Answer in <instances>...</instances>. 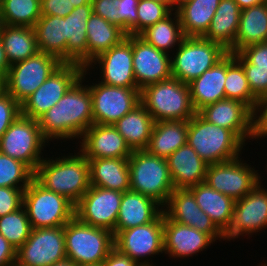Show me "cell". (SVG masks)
Masks as SVG:
<instances>
[{"mask_svg":"<svg viewBox=\"0 0 267 266\" xmlns=\"http://www.w3.org/2000/svg\"><path fill=\"white\" fill-rule=\"evenodd\" d=\"M23 206L32 229L64 226L75 216V205L71 201L47 190L35 179L24 190Z\"/></svg>","mask_w":267,"mask_h":266,"instance_id":"9c48e42d","label":"cell"},{"mask_svg":"<svg viewBox=\"0 0 267 266\" xmlns=\"http://www.w3.org/2000/svg\"><path fill=\"white\" fill-rule=\"evenodd\" d=\"M83 70L78 63H63L21 104V115L38 120L57 104L81 77Z\"/></svg>","mask_w":267,"mask_h":266,"instance_id":"5bb4252c","label":"cell"},{"mask_svg":"<svg viewBox=\"0 0 267 266\" xmlns=\"http://www.w3.org/2000/svg\"><path fill=\"white\" fill-rule=\"evenodd\" d=\"M0 39L10 65L24 61L39 51L34 27L6 25Z\"/></svg>","mask_w":267,"mask_h":266,"instance_id":"8d00e7d4","label":"cell"},{"mask_svg":"<svg viewBox=\"0 0 267 266\" xmlns=\"http://www.w3.org/2000/svg\"><path fill=\"white\" fill-rule=\"evenodd\" d=\"M50 144L43 136L38 120L20 115L1 136L0 152L35 172L46 156L44 148Z\"/></svg>","mask_w":267,"mask_h":266,"instance_id":"ba28073f","label":"cell"},{"mask_svg":"<svg viewBox=\"0 0 267 266\" xmlns=\"http://www.w3.org/2000/svg\"><path fill=\"white\" fill-rule=\"evenodd\" d=\"M239 156L235 159L207 166L205 183L234 201L243 198L260 181L259 170Z\"/></svg>","mask_w":267,"mask_h":266,"instance_id":"8fae6325","label":"cell"},{"mask_svg":"<svg viewBox=\"0 0 267 266\" xmlns=\"http://www.w3.org/2000/svg\"><path fill=\"white\" fill-rule=\"evenodd\" d=\"M62 64L57 57L38 51L10 66L2 88L21 105Z\"/></svg>","mask_w":267,"mask_h":266,"instance_id":"30bf717a","label":"cell"},{"mask_svg":"<svg viewBox=\"0 0 267 266\" xmlns=\"http://www.w3.org/2000/svg\"><path fill=\"white\" fill-rule=\"evenodd\" d=\"M10 266H22V265H20L19 263H17V262H14L13 264H11Z\"/></svg>","mask_w":267,"mask_h":266,"instance_id":"03108f58","label":"cell"},{"mask_svg":"<svg viewBox=\"0 0 267 266\" xmlns=\"http://www.w3.org/2000/svg\"><path fill=\"white\" fill-rule=\"evenodd\" d=\"M95 80L88 83L94 124L113 125L141 103L139 88L109 86Z\"/></svg>","mask_w":267,"mask_h":266,"instance_id":"9a60e30c","label":"cell"},{"mask_svg":"<svg viewBox=\"0 0 267 266\" xmlns=\"http://www.w3.org/2000/svg\"><path fill=\"white\" fill-rule=\"evenodd\" d=\"M5 26H6V24H5V21H4L2 14H1V11H0V35L2 34Z\"/></svg>","mask_w":267,"mask_h":266,"instance_id":"94428289","label":"cell"},{"mask_svg":"<svg viewBox=\"0 0 267 266\" xmlns=\"http://www.w3.org/2000/svg\"><path fill=\"white\" fill-rule=\"evenodd\" d=\"M133 70L137 87L168 80L171 74V55L132 35Z\"/></svg>","mask_w":267,"mask_h":266,"instance_id":"d6986e66","label":"cell"},{"mask_svg":"<svg viewBox=\"0 0 267 266\" xmlns=\"http://www.w3.org/2000/svg\"><path fill=\"white\" fill-rule=\"evenodd\" d=\"M68 153L49 158L46 154L34 172V179L76 205L90 188L89 162L79 150Z\"/></svg>","mask_w":267,"mask_h":266,"instance_id":"7a4b0ae2","label":"cell"},{"mask_svg":"<svg viewBox=\"0 0 267 266\" xmlns=\"http://www.w3.org/2000/svg\"><path fill=\"white\" fill-rule=\"evenodd\" d=\"M78 149L87 160L129 158L133 150L113 125L93 124L82 135Z\"/></svg>","mask_w":267,"mask_h":266,"instance_id":"7402d4cb","label":"cell"},{"mask_svg":"<svg viewBox=\"0 0 267 266\" xmlns=\"http://www.w3.org/2000/svg\"><path fill=\"white\" fill-rule=\"evenodd\" d=\"M155 121L140 103L129 113L113 124L132 150L148 147Z\"/></svg>","mask_w":267,"mask_h":266,"instance_id":"d6a6232c","label":"cell"},{"mask_svg":"<svg viewBox=\"0 0 267 266\" xmlns=\"http://www.w3.org/2000/svg\"><path fill=\"white\" fill-rule=\"evenodd\" d=\"M24 190L0 187V217L12 213L23 206Z\"/></svg>","mask_w":267,"mask_h":266,"instance_id":"c3c4849f","label":"cell"},{"mask_svg":"<svg viewBox=\"0 0 267 266\" xmlns=\"http://www.w3.org/2000/svg\"><path fill=\"white\" fill-rule=\"evenodd\" d=\"M163 224L164 212L150 223L120 230L114 235V246L138 264H154V256H164Z\"/></svg>","mask_w":267,"mask_h":266,"instance_id":"7c38bea8","label":"cell"},{"mask_svg":"<svg viewBox=\"0 0 267 266\" xmlns=\"http://www.w3.org/2000/svg\"><path fill=\"white\" fill-rule=\"evenodd\" d=\"M138 266H156L154 264H138Z\"/></svg>","mask_w":267,"mask_h":266,"instance_id":"e7e4bbea","label":"cell"},{"mask_svg":"<svg viewBox=\"0 0 267 266\" xmlns=\"http://www.w3.org/2000/svg\"><path fill=\"white\" fill-rule=\"evenodd\" d=\"M241 9H245L251 6L263 4L267 0H234Z\"/></svg>","mask_w":267,"mask_h":266,"instance_id":"9f6ffc18","label":"cell"},{"mask_svg":"<svg viewBox=\"0 0 267 266\" xmlns=\"http://www.w3.org/2000/svg\"><path fill=\"white\" fill-rule=\"evenodd\" d=\"M33 179L26 164L0 152V187L26 189Z\"/></svg>","mask_w":267,"mask_h":266,"instance_id":"b9f144b4","label":"cell"},{"mask_svg":"<svg viewBox=\"0 0 267 266\" xmlns=\"http://www.w3.org/2000/svg\"><path fill=\"white\" fill-rule=\"evenodd\" d=\"M238 53L252 65L267 67V42L249 45Z\"/></svg>","mask_w":267,"mask_h":266,"instance_id":"f907efd6","label":"cell"},{"mask_svg":"<svg viewBox=\"0 0 267 266\" xmlns=\"http://www.w3.org/2000/svg\"><path fill=\"white\" fill-rule=\"evenodd\" d=\"M226 99H234L246 104L252 111L258 99L251 92L242 64L233 53L226 54V79L224 83Z\"/></svg>","mask_w":267,"mask_h":266,"instance_id":"f35d334b","label":"cell"},{"mask_svg":"<svg viewBox=\"0 0 267 266\" xmlns=\"http://www.w3.org/2000/svg\"><path fill=\"white\" fill-rule=\"evenodd\" d=\"M90 186L125 192L130 190L128 158L88 160Z\"/></svg>","mask_w":267,"mask_h":266,"instance_id":"83f0119b","label":"cell"},{"mask_svg":"<svg viewBox=\"0 0 267 266\" xmlns=\"http://www.w3.org/2000/svg\"><path fill=\"white\" fill-rule=\"evenodd\" d=\"M93 13L120 28V16L117 14V0H92Z\"/></svg>","mask_w":267,"mask_h":266,"instance_id":"681fc988","label":"cell"},{"mask_svg":"<svg viewBox=\"0 0 267 266\" xmlns=\"http://www.w3.org/2000/svg\"><path fill=\"white\" fill-rule=\"evenodd\" d=\"M32 231L31 223L24 206L0 217V234L16 250L24 244Z\"/></svg>","mask_w":267,"mask_h":266,"instance_id":"60d3db41","label":"cell"},{"mask_svg":"<svg viewBox=\"0 0 267 266\" xmlns=\"http://www.w3.org/2000/svg\"><path fill=\"white\" fill-rule=\"evenodd\" d=\"M101 264L102 266H138L136 261L121 253L115 247L110 251Z\"/></svg>","mask_w":267,"mask_h":266,"instance_id":"f5cc1de1","label":"cell"},{"mask_svg":"<svg viewBox=\"0 0 267 266\" xmlns=\"http://www.w3.org/2000/svg\"><path fill=\"white\" fill-rule=\"evenodd\" d=\"M187 1H190V0H174V2H175V11L180 5H182L183 3L187 2Z\"/></svg>","mask_w":267,"mask_h":266,"instance_id":"6125c7cd","label":"cell"},{"mask_svg":"<svg viewBox=\"0 0 267 266\" xmlns=\"http://www.w3.org/2000/svg\"><path fill=\"white\" fill-rule=\"evenodd\" d=\"M123 192L90 186L75 205V216L90 226L113 232Z\"/></svg>","mask_w":267,"mask_h":266,"instance_id":"e0dca14e","label":"cell"},{"mask_svg":"<svg viewBox=\"0 0 267 266\" xmlns=\"http://www.w3.org/2000/svg\"><path fill=\"white\" fill-rule=\"evenodd\" d=\"M21 115V105L3 88L0 89V139Z\"/></svg>","mask_w":267,"mask_h":266,"instance_id":"f6af8a7d","label":"cell"},{"mask_svg":"<svg viewBox=\"0 0 267 266\" xmlns=\"http://www.w3.org/2000/svg\"><path fill=\"white\" fill-rule=\"evenodd\" d=\"M140 101L155 122L189 121L197 113L188 84L174 78L143 87Z\"/></svg>","mask_w":267,"mask_h":266,"instance_id":"277c9868","label":"cell"},{"mask_svg":"<svg viewBox=\"0 0 267 266\" xmlns=\"http://www.w3.org/2000/svg\"><path fill=\"white\" fill-rule=\"evenodd\" d=\"M267 42V2L241 10L234 53L256 43Z\"/></svg>","mask_w":267,"mask_h":266,"instance_id":"e575fe53","label":"cell"},{"mask_svg":"<svg viewBox=\"0 0 267 266\" xmlns=\"http://www.w3.org/2000/svg\"><path fill=\"white\" fill-rule=\"evenodd\" d=\"M130 190L150 197L162 207L175 189L166 158L147 150H133L128 158Z\"/></svg>","mask_w":267,"mask_h":266,"instance_id":"5b68a950","label":"cell"},{"mask_svg":"<svg viewBox=\"0 0 267 266\" xmlns=\"http://www.w3.org/2000/svg\"><path fill=\"white\" fill-rule=\"evenodd\" d=\"M172 12L166 4L152 0H139L137 6V35L147 27L165 19Z\"/></svg>","mask_w":267,"mask_h":266,"instance_id":"7bdbcfd3","label":"cell"},{"mask_svg":"<svg viewBox=\"0 0 267 266\" xmlns=\"http://www.w3.org/2000/svg\"><path fill=\"white\" fill-rule=\"evenodd\" d=\"M227 53L228 51L219 43L200 36H185L171 55L172 78L189 84Z\"/></svg>","mask_w":267,"mask_h":266,"instance_id":"52a82bcc","label":"cell"},{"mask_svg":"<svg viewBox=\"0 0 267 266\" xmlns=\"http://www.w3.org/2000/svg\"><path fill=\"white\" fill-rule=\"evenodd\" d=\"M77 266H102V264H88V265H77Z\"/></svg>","mask_w":267,"mask_h":266,"instance_id":"be15d7a7","label":"cell"},{"mask_svg":"<svg viewBox=\"0 0 267 266\" xmlns=\"http://www.w3.org/2000/svg\"><path fill=\"white\" fill-rule=\"evenodd\" d=\"M0 11L8 26L34 27L41 17V0H0Z\"/></svg>","mask_w":267,"mask_h":266,"instance_id":"ab89813d","label":"cell"},{"mask_svg":"<svg viewBox=\"0 0 267 266\" xmlns=\"http://www.w3.org/2000/svg\"><path fill=\"white\" fill-rule=\"evenodd\" d=\"M38 50L66 63V29L64 17L41 15L34 26Z\"/></svg>","mask_w":267,"mask_h":266,"instance_id":"836d02e7","label":"cell"},{"mask_svg":"<svg viewBox=\"0 0 267 266\" xmlns=\"http://www.w3.org/2000/svg\"><path fill=\"white\" fill-rule=\"evenodd\" d=\"M93 13L92 4L73 9L64 17L66 29V63H78L87 54V23Z\"/></svg>","mask_w":267,"mask_h":266,"instance_id":"1f68e13d","label":"cell"},{"mask_svg":"<svg viewBox=\"0 0 267 266\" xmlns=\"http://www.w3.org/2000/svg\"><path fill=\"white\" fill-rule=\"evenodd\" d=\"M73 9L71 0H41V15L65 17Z\"/></svg>","mask_w":267,"mask_h":266,"instance_id":"816d5d0a","label":"cell"},{"mask_svg":"<svg viewBox=\"0 0 267 266\" xmlns=\"http://www.w3.org/2000/svg\"><path fill=\"white\" fill-rule=\"evenodd\" d=\"M163 212V207L150 197L128 190L123 192L114 235L120 230L154 221Z\"/></svg>","mask_w":267,"mask_h":266,"instance_id":"d4e9b609","label":"cell"},{"mask_svg":"<svg viewBox=\"0 0 267 266\" xmlns=\"http://www.w3.org/2000/svg\"><path fill=\"white\" fill-rule=\"evenodd\" d=\"M66 256L77 265L101 264L114 246L113 232L74 216L64 225Z\"/></svg>","mask_w":267,"mask_h":266,"instance_id":"8992f818","label":"cell"},{"mask_svg":"<svg viewBox=\"0 0 267 266\" xmlns=\"http://www.w3.org/2000/svg\"><path fill=\"white\" fill-rule=\"evenodd\" d=\"M225 79L226 55L209 70L188 84L191 101L196 112H199L207 105L226 99Z\"/></svg>","mask_w":267,"mask_h":266,"instance_id":"484cf974","label":"cell"},{"mask_svg":"<svg viewBox=\"0 0 267 266\" xmlns=\"http://www.w3.org/2000/svg\"><path fill=\"white\" fill-rule=\"evenodd\" d=\"M267 187V186H266ZM260 181L243 198L235 201L232 222L224 233L225 243L240 236L250 239L267 229V188ZM246 236V237H245Z\"/></svg>","mask_w":267,"mask_h":266,"instance_id":"4fadbf2b","label":"cell"},{"mask_svg":"<svg viewBox=\"0 0 267 266\" xmlns=\"http://www.w3.org/2000/svg\"><path fill=\"white\" fill-rule=\"evenodd\" d=\"M198 113L208 122L233 131L246 145L251 142L253 111L243 102L223 99L205 106Z\"/></svg>","mask_w":267,"mask_h":266,"instance_id":"603a6c76","label":"cell"},{"mask_svg":"<svg viewBox=\"0 0 267 266\" xmlns=\"http://www.w3.org/2000/svg\"><path fill=\"white\" fill-rule=\"evenodd\" d=\"M188 121H158L153 125L148 147L150 154L168 158L187 143Z\"/></svg>","mask_w":267,"mask_h":266,"instance_id":"4dcf8cb0","label":"cell"},{"mask_svg":"<svg viewBox=\"0 0 267 266\" xmlns=\"http://www.w3.org/2000/svg\"><path fill=\"white\" fill-rule=\"evenodd\" d=\"M66 257L64 226L32 229L16 251V262L22 266H50Z\"/></svg>","mask_w":267,"mask_h":266,"instance_id":"2e32d148","label":"cell"},{"mask_svg":"<svg viewBox=\"0 0 267 266\" xmlns=\"http://www.w3.org/2000/svg\"><path fill=\"white\" fill-rule=\"evenodd\" d=\"M10 66L11 65L8 62L2 41L0 39V82L5 80Z\"/></svg>","mask_w":267,"mask_h":266,"instance_id":"11a10c76","label":"cell"},{"mask_svg":"<svg viewBox=\"0 0 267 266\" xmlns=\"http://www.w3.org/2000/svg\"><path fill=\"white\" fill-rule=\"evenodd\" d=\"M167 159L169 173L175 189H189L205 182L208 164L186 143Z\"/></svg>","mask_w":267,"mask_h":266,"instance_id":"cb8c5ba5","label":"cell"},{"mask_svg":"<svg viewBox=\"0 0 267 266\" xmlns=\"http://www.w3.org/2000/svg\"><path fill=\"white\" fill-rule=\"evenodd\" d=\"M220 1L190 0L180 5L176 12L184 36L202 37L207 32Z\"/></svg>","mask_w":267,"mask_h":266,"instance_id":"d590c367","label":"cell"},{"mask_svg":"<svg viewBox=\"0 0 267 266\" xmlns=\"http://www.w3.org/2000/svg\"><path fill=\"white\" fill-rule=\"evenodd\" d=\"M16 248L0 234V266H10L16 262Z\"/></svg>","mask_w":267,"mask_h":266,"instance_id":"db71d44e","label":"cell"},{"mask_svg":"<svg viewBox=\"0 0 267 266\" xmlns=\"http://www.w3.org/2000/svg\"><path fill=\"white\" fill-rule=\"evenodd\" d=\"M197 205L210 217L214 225L224 234L230 227L235 201L202 182L189 188Z\"/></svg>","mask_w":267,"mask_h":266,"instance_id":"f1b7e54d","label":"cell"},{"mask_svg":"<svg viewBox=\"0 0 267 266\" xmlns=\"http://www.w3.org/2000/svg\"><path fill=\"white\" fill-rule=\"evenodd\" d=\"M139 36L155 48L167 54L170 53V55L185 37L176 11H173L165 19L147 27Z\"/></svg>","mask_w":267,"mask_h":266,"instance_id":"74e56055","label":"cell"},{"mask_svg":"<svg viewBox=\"0 0 267 266\" xmlns=\"http://www.w3.org/2000/svg\"><path fill=\"white\" fill-rule=\"evenodd\" d=\"M265 137L267 138V96L258 99L253 110L251 139L252 141L257 140L258 143Z\"/></svg>","mask_w":267,"mask_h":266,"instance_id":"7dc6e473","label":"cell"},{"mask_svg":"<svg viewBox=\"0 0 267 266\" xmlns=\"http://www.w3.org/2000/svg\"><path fill=\"white\" fill-rule=\"evenodd\" d=\"M95 68L101 70L97 80L105 85L138 88L133 70L132 35H127L86 67L89 71L94 69V72Z\"/></svg>","mask_w":267,"mask_h":266,"instance_id":"ac0fdd59","label":"cell"},{"mask_svg":"<svg viewBox=\"0 0 267 266\" xmlns=\"http://www.w3.org/2000/svg\"><path fill=\"white\" fill-rule=\"evenodd\" d=\"M187 143L208 165L242 156L246 146L233 131L208 122L198 112L188 121Z\"/></svg>","mask_w":267,"mask_h":266,"instance_id":"3957f363","label":"cell"},{"mask_svg":"<svg viewBox=\"0 0 267 266\" xmlns=\"http://www.w3.org/2000/svg\"><path fill=\"white\" fill-rule=\"evenodd\" d=\"M241 10L234 0H221L207 32L202 37L221 44L228 52L234 54Z\"/></svg>","mask_w":267,"mask_h":266,"instance_id":"f546056e","label":"cell"},{"mask_svg":"<svg viewBox=\"0 0 267 266\" xmlns=\"http://www.w3.org/2000/svg\"><path fill=\"white\" fill-rule=\"evenodd\" d=\"M71 3L73 7L76 8L85 4H92V0H71Z\"/></svg>","mask_w":267,"mask_h":266,"instance_id":"91938a15","label":"cell"},{"mask_svg":"<svg viewBox=\"0 0 267 266\" xmlns=\"http://www.w3.org/2000/svg\"><path fill=\"white\" fill-rule=\"evenodd\" d=\"M139 0H117L120 28L127 35H137V6Z\"/></svg>","mask_w":267,"mask_h":266,"instance_id":"bcb514c9","label":"cell"},{"mask_svg":"<svg viewBox=\"0 0 267 266\" xmlns=\"http://www.w3.org/2000/svg\"><path fill=\"white\" fill-rule=\"evenodd\" d=\"M164 254L181 262L189 257L198 256L199 252L206 251L215 241L206 233L170 220L164 214L163 224ZM206 249V250H205ZM187 258V259H186ZM183 260V261H182Z\"/></svg>","mask_w":267,"mask_h":266,"instance_id":"ffe728a7","label":"cell"},{"mask_svg":"<svg viewBox=\"0 0 267 266\" xmlns=\"http://www.w3.org/2000/svg\"><path fill=\"white\" fill-rule=\"evenodd\" d=\"M87 27V54L78 62L83 68L99 55L119 44L127 34L118 26L109 23L99 15L92 13Z\"/></svg>","mask_w":267,"mask_h":266,"instance_id":"4316f807","label":"cell"},{"mask_svg":"<svg viewBox=\"0 0 267 266\" xmlns=\"http://www.w3.org/2000/svg\"><path fill=\"white\" fill-rule=\"evenodd\" d=\"M50 266H77V264L70 260L68 257H66L62 260L53 263Z\"/></svg>","mask_w":267,"mask_h":266,"instance_id":"6f0895ef","label":"cell"},{"mask_svg":"<svg viewBox=\"0 0 267 266\" xmlns=\"http://www.w3.org/2000/svg\"><path fill=\"white\" fill-rule=\"evenodd\" d=\"M235 58L242 64L249 88L257 99L267 96V67H257L248 63L238 52Z\"/></svg>","mask_w":267,"mask_h":266,"instance_id":"ee69618b","label":"cell"},{"mask_svg":"<svg viewBox=\"0 0 267 266\" xmlns=\"http://www.w3.org/2000/svg\"><path fill=\"white\" fill-rule=\"evenodd\" d=\"M163 212L170 220L204 232L215 242L225 240L224 234L197 205L196 199L189 189H174L163 207Z\"/></svg>","mask_w":267,"mask_h":266,"instance_id":"44dd1931","label":"cell"},{"mask_svg":"<svg viewBox=\"0 0 267 266\" xmlns=\"http://www.w3.org/2000/svg\"><path fill=\"white\" fill-rule=\"evenodd\" d=\"M161 4H166L172 11H175V2L174 0H152Z\"/></svg>","mask_w":267,"mask_h":266,"instance_id":"680465c9","label":"cell"},{"mask_svg":"<svg viewBox=\"0 0 267 266\" xmlns=\"http://www.w3.org/2000/svg\"><path fill=\"white\" fill-rule=\"evenodd\" d=\"M87 75L91 76L92 72L84 68L81 77L57 104L38 119L41 132L50 143L76 140L78 144L84 132L94 124L92 96L84 82L91 79Z\"/></svg>","mask_w":267,"mask_h":266,"instance_id":"6da1fadb","label":"cell"}]
</instances>
